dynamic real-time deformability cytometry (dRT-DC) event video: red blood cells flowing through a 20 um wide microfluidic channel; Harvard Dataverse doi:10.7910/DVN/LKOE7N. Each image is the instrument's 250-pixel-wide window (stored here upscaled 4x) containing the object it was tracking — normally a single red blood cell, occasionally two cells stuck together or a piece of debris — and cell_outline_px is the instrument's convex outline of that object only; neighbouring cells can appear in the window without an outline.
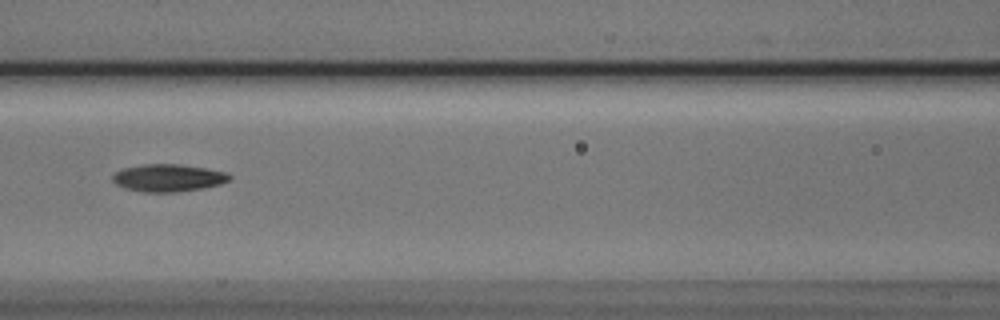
{"species": "Egyptian fruit bat (a non-hibernating species)", "species_latin": "Rousettus aegyptiacus", "temperature_condition": "cold", "stored_images_in_passage": 7, "camera_frame_rate_fps": 3000, "um_per_image_px": 0.085, "animal": {"sex": "male"}, "frame": {"image": 1, "passage_image": 7, "time_ms": 2.0, "image_size_px": [1000, 320], "cell_outline_px": [[232, 176], [228, 180], [220, 184], [204, 188], [176, 192], [144, 192], [124, 188], [116, 184], [112, 180], [112, 176], [116, 172], [124, 168], [144, 164], [180, 164], [228, 172]], "centroid_in_image_um": [14.3, 15.12], "position_along_channel_um": 152.3, "area_um2": 18.67}}